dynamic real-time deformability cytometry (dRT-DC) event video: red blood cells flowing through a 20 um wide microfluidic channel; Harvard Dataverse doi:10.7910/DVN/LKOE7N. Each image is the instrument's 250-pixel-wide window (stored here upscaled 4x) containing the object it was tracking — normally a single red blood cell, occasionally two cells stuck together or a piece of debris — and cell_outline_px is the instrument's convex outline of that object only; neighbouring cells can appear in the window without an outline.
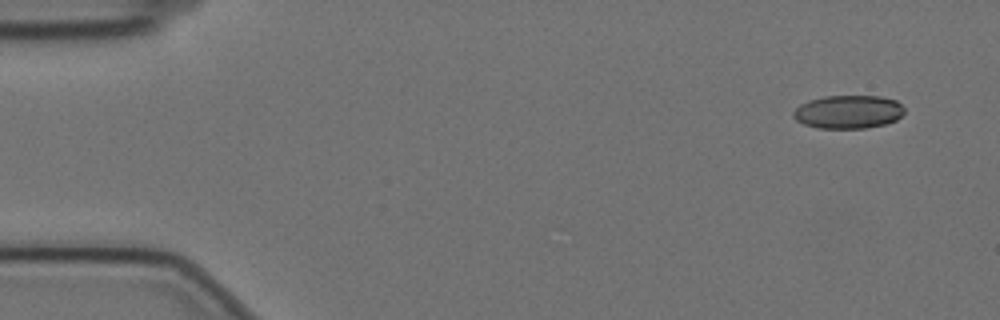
{"species": "Egyptian fruit bat (a non-hibernating species)", "species_latin": "Rousettus aegyptiacus", "temperature_condition": "cold", "stored_images_in_passage": 11, "camera_frame_rate_fps": 3000, "um_per_image_px": 0.085, "animal": {"sex": "female"}, "frame": {"image": 1, "passage_image": 1, "time_ms": 0.0, "image_size_px": [1000, 320], "cell_outline_px": [[904, 112], [896, 120], [884, 124], [864, 128], [816, 128], [804, 124], [796, 120], [792, 116], [792, 112], [800, 104], [808, 100], [824, 96], [880, 96], [896, 100], [904, 108]], "centroid_in_image_um": [72.07, 9.5], "position_along_channel_um": 12.9, "area_um2": 21.62}}